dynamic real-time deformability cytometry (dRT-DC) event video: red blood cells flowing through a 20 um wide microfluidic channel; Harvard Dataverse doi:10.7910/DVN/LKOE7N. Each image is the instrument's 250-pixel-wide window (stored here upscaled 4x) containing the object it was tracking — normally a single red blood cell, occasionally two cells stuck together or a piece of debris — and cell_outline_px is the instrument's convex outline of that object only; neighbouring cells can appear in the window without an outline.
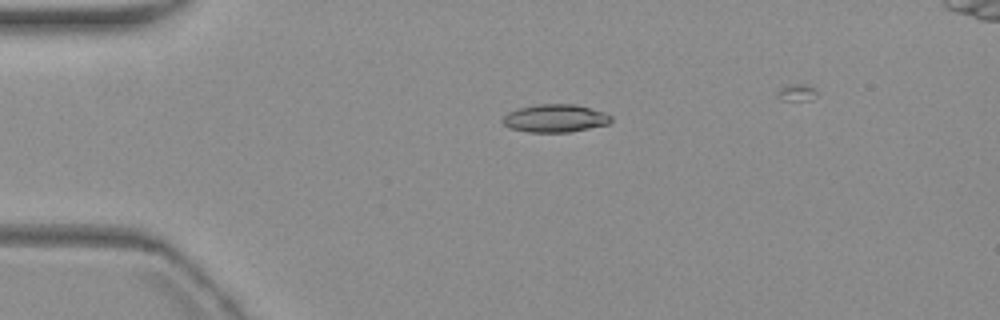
{"species": "common noctule bat (a hibernating species)", "species_latin": "Nyctalus noctula", "temperature_condition": "warm", "stored_images_in_passage": 5, "camera_frame_rate_fps": 3000, "um_per_image_px": 0.085, "animal": {"sex": "female", "body_mass_g": 19.3, "forearm_length_mm": 54.1}, "frame": {"image": 1, "passage_image": 4, "time_ms": 3.667, "image_size_px": [1000, 320], "cell_outline_px": [[612, 120], [608, 124], [568, 132], [528, 132], [508, 128], [500, 120], [508, 112], [520, 108], [536, 104], [572, 104], [604, 112], [612, 116]], "centroid_in_image_um": [47.15, 10.06], "position_along_channel_um": 37.9, "area_um2": 17.51}}
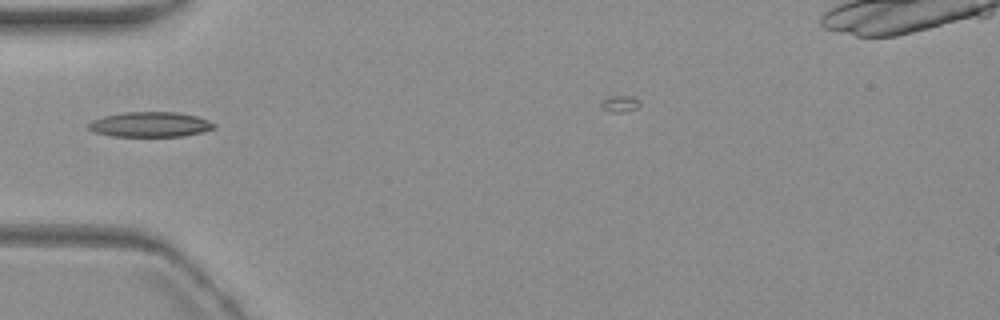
{"frame": {"image": 2, "passage_image": 5, "time_ms": 5.667, "image_size_px": [1000, 320], "cell_outline_px": [[216, 128], [184, 136], [112, 136], [92, 132], [88, 128], [88, 124], [92, 120], [104, 116], [124, 112], [176, 112], [196, 116], [208, 120], [216, 124]], "centroid_in_image_um": [12.75, 10.58], "position_along_channel_um": 72.3, "area_um2": 18.32}}